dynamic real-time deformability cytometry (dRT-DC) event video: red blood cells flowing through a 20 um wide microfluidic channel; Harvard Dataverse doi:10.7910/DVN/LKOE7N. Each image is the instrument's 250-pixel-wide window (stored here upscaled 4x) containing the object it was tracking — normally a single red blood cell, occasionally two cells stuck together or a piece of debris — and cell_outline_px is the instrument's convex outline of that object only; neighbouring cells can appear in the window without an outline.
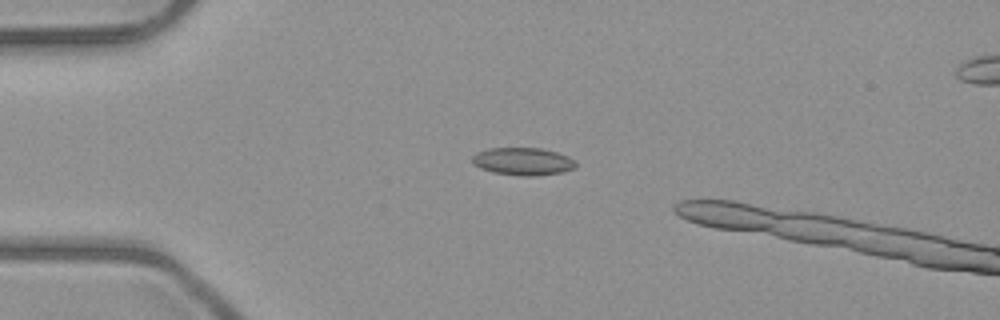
{"species": "common noctule bat (a hibernating species)", "species_latin": "Nyctalus noctula", "temperature_condition": "room temperature", "stored_images_in_passage": 3, "camera_frame_rate_fps": 3000, "um_per_image_px": 0.085, "animal": {"sex": "male", "body_mass_g": 23.1, "forearm_length_mm": 52.7}, "frame": {"image": 1, "passage_image": 2, "time_ms": 1.0, "image_size_px": [1000, 320], "cell_outline_px": [[576, 164], [572, 168], [560, 172], [532, 176], [520, 176], [492, 172], [480, 168], [472, 160], [472, 156], [476, 152], [488, 148], [540, 148], [556, 152], [568, 156], [576, 160]], "centroid_in_image_um": [44.42, 13.71], "position_along_channel_um": 40.6, "area_um2": 16.53}}